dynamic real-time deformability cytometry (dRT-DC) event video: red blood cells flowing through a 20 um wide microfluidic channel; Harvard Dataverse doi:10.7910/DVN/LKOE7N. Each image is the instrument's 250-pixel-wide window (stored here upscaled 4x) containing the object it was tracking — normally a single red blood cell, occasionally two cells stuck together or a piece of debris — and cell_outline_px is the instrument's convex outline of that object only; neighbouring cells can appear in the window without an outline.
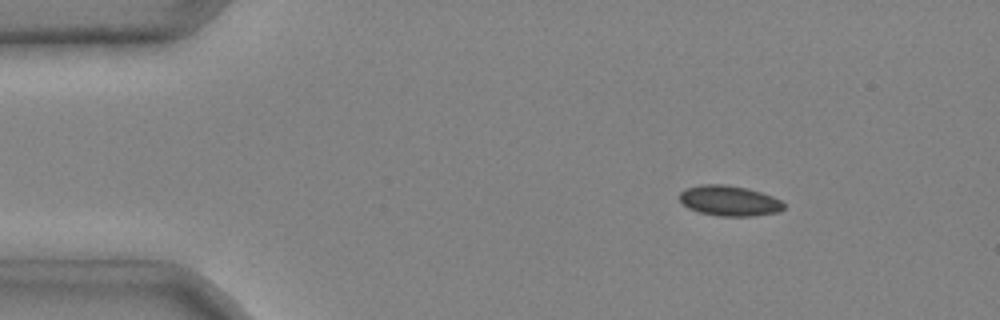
{"species": "common noctule bat (a hibernating species)", "species_latin": "Nyctalus noctula", "temperature_condition": "cold", "stored_images_in_passage": 4, "camera_frame_rate_fps": 3000, "um_per_image_px": 0.085, "animal": {"sex": "male", "body_mass_g": 20.4}, "frame": {"image": 1, "passage_image": 2, "time_ms": 0.333, "image_size_px": [1000, 320], "cell_outline_px": [[784, 208], [780, 212], [752, 216], [720, 216], [700, 212], [688, 208], [680, 200], [680, 192], [688, 188], [700, 184], [724, 184], [748, 188], [772, 196], [780, 200], [784, 204]], "centroid_in_image_um": [62.01, 17.06], "position_along_channel_um": 23.0, "area_um2": 18.38}}
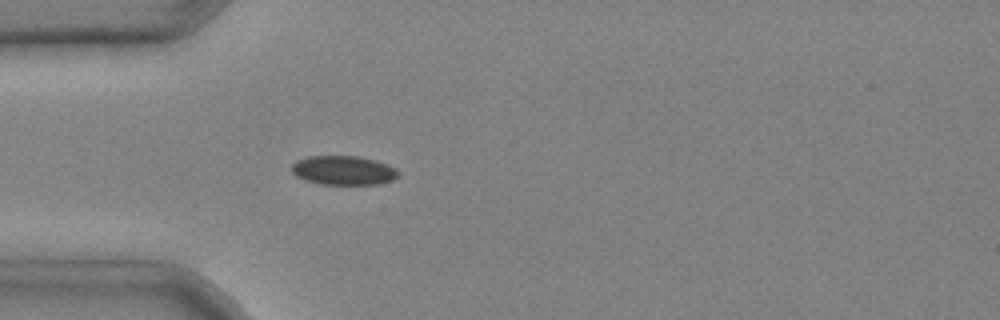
{"frame": {"image": 2, "passage_image": 4, "time_ms": 1.0, "image_size_px": [1000, 320], "cell_outline_px": [[400, 176], [392, 180], [376, 184], [320, 184], [304, 180], [296, 176], [292, 172], [292, 164], [296, 160], [308, 156], [360, 156], [376, 160], [388, 164], [396, 168], [400, 172]], "centroid_in_image_um": [29.21, 14.47], "position_along_channel_um": 55.8, "area_um2": 18.32}}